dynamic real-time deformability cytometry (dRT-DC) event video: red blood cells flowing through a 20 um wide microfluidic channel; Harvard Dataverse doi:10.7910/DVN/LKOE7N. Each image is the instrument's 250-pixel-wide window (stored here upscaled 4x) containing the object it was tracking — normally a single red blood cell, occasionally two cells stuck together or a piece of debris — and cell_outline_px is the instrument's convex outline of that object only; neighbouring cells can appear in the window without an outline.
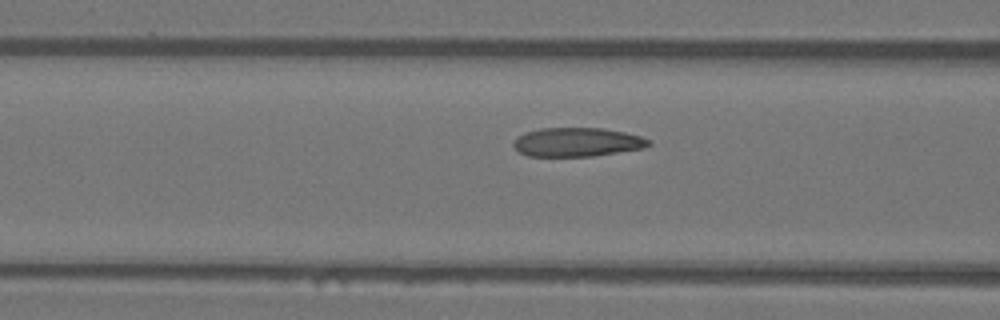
{"species": "Egyptian fruit bat (a non-hibernating species)", "species_latin": "Rousettus aegyptiacus", "temperature_condition": "warm", "stored_images_in_passage": 17, "camera_frame_rate_fps": 3000, "um_per_image_px": 0.085, "animal": {"sex": "female"}, "frame": {"image": 1, "passage_image": 12, "time_ms": 3.667, "image_size_px": [1000, 320], "cell_outline_px": [[652, 144], [644, 148], [592, 156], [528, 156], [520, 152], [512, 144], [516, 136], [524, 132], [540, 128], [604, 128], [624, 132], [640, 136], [652, 140]], "centroid_in_image_um": [49.06, 12.07], "position_along_channel_um": 117.5, "area_um2": 22.89}}
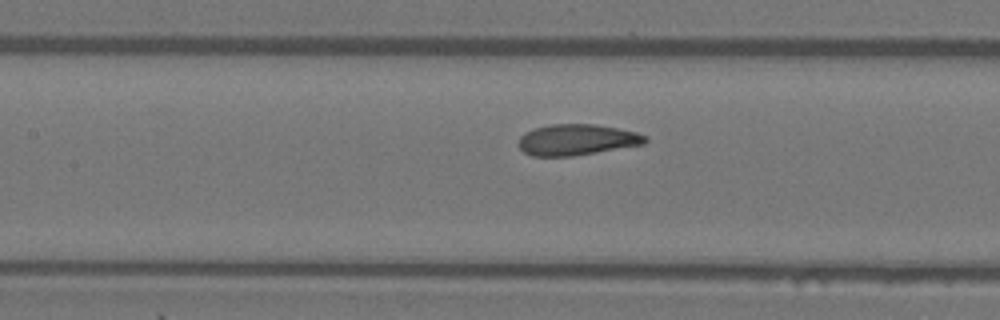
{"frame": {"image": 2, "passage_image": 15, "time_ms": 4.667, "image_size_px": [1000, 320], "cell_outline_px": [[648, 140], [644, 144], [572, 156], [532, 156], [524, 152], [520, 148], [520, 136], [524, 132], [532, 128], [552, 124], [596, 124], [636, 132], [648, 136]], "centroid_in_image_um": [49.03, 11.87], "position_along_channel_um": 158.4, "area_um2": 22.83}}